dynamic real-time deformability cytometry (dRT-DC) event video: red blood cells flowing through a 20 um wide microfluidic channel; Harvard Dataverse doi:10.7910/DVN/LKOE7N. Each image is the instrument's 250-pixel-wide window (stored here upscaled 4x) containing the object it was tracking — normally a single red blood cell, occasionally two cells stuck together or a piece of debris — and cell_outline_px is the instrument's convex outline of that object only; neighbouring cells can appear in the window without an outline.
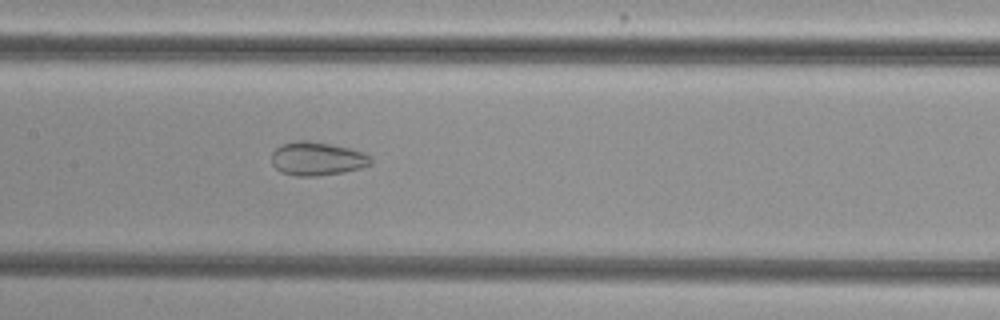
{"species": "common noctule bat (a hibernating species)", "species_latin": "Nyctalus noctula", "temperature_condition": "cold", "stored_images_in_passage": 41, "camera_frame_rate_fps": 3000, "um_per_image_px": 0.085, "animal": {"sex": "female", "body_mass_g": 29.2, "forearm_length_mm": 56.3}, "frame": {"image": 1, "passage_image": 15, "time_ms": 4.667, "image_size_px": [1000, 320], "cell_outline_px": [[372, 164], [360, 168], [344, 172], [316, 176], [296, 176], [280, 172], [272, 164], [272, 152], [276, 148], [284, 144], [296, 140], [308, 140], [332, 144], [364, 152], [372, 156]], "centroid_in_image_um": [26.97, 13.49], "position_along_channel_um": 180.4, "area_um2": 19.54}}
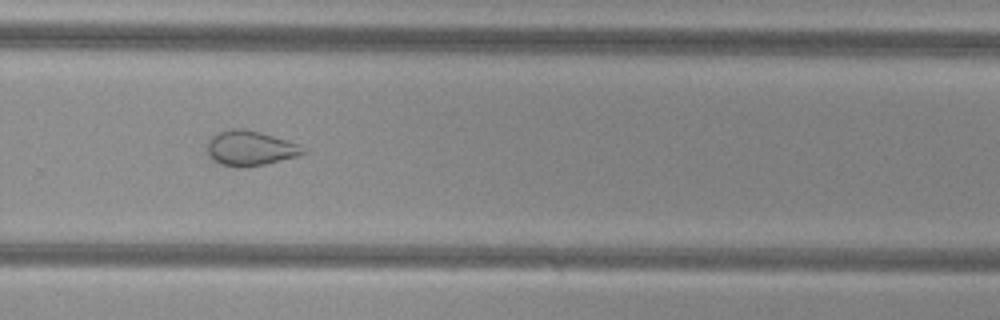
{"frame": {"image": 2, "passage_image": 25, "time_ms": 8.0, "image_size_px": [1000, 320], "cell_outline_px": [[308, 152], [296, 156], [264, 164], [244, 168], [236, 168], [220, 164], [212, 160], [208, 156], [208, 140], [212, 136], [220, 132], [232, 128], [244, 128], [260, 132], [300, 144]], "centroid_in_image_um": [21.25, 12.61], "position_along_channel_um": 308.5, "area_um2": 19.59}}
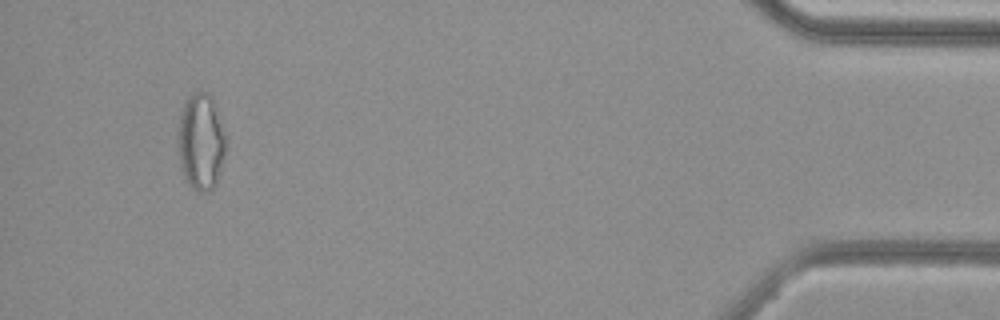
{"frame": {"image": 3, "passage_image": 39, "time_ms": 12.667, "image_size_px": [1000, 320], "cell_outline_px": [[228, 148], [216, 184], [208, 192], [200, 192], [192, 188], [188, 184], [184, 176], [180, 164], [176, 144], [176, 132], [180, 112], [188, 96], [196, 88], [200, 88], [212, 92], [228, 136]], "centroid_in_image_um": [17.11, 11.95], "position_along_channel_um": 418.1, "area_um2": 28.9}}